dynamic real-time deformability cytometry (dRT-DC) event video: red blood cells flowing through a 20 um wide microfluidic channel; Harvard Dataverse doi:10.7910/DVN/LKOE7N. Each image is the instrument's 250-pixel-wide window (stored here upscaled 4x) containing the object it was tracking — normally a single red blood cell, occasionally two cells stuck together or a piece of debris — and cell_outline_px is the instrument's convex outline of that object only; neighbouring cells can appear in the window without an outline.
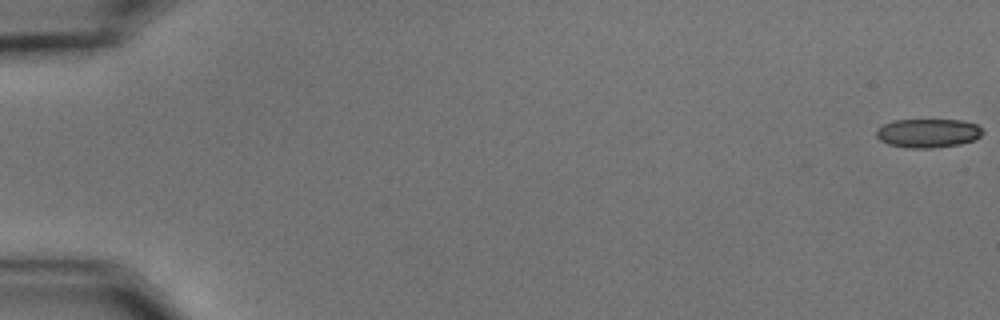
{"species": "common noctule bat (a hibernating species)", "species_latin": "Nyctalus noctula", "temperature_condition": "cold", "stored_images_in_passage": 53, "camera_frame_rate_fps": 3000, "um_per_image_px": 0.085, "animal": {"sex": "male", "body_mass_g": 15.6}, "frame": {"image": 1, "passage_image": 1, "time_ms": 0.0, "image_size_px": [1000, 320], "cell_outline_px": [[984, 132], [980, 136], [972, 140], [960, 144], [932, 148], [912, 148], [888, 144], [880, 140], [876, 136], [876, 132], [884, 124], [892, 120], [960, 120], [976, 124]], "centroid_in_image_um": [78.87, 11.31], "position_along_channel_um": 6.1, "area_um2": 17.69}}
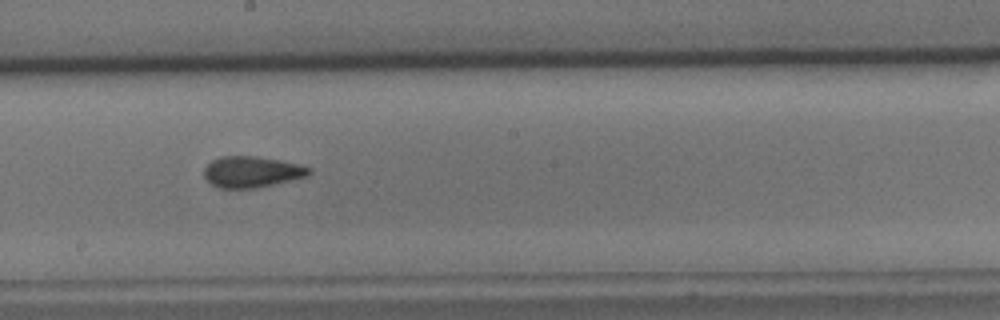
{"frame": {"image": 2, "passage_image": 34, "time_ms": 11.0, "image_size_px": [1000, 320], "cell_outline_px": [[312, 172], [308, 176], [256, 188], [220, 188], [212, 184], [204, 176], [204, 168], [212, 160], [220, 156], [252, 156], [280, 160], [312, 168]], "centroid_in_image_um": [21.4, 14.61], "position_along_channel_um": 226.8, "area_um2": 18.9}}
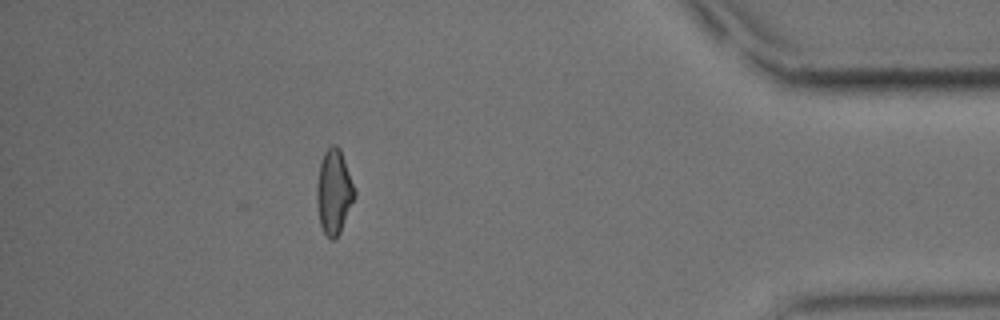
{"frame": {"image": 3, "passage_image": 53, "time_ms": 17.333, "image_size_px": [1000, 320], "cell_outline_px": [[356, 196], [340, 232], [332, 240], [324, 232], [320, 224], [316, 200], [316, 184], [320, 164], [324, 152], [332, 144], [336, 144], [340, 148], [356, 192]], "centroid_in_image_um": [28.38, 16.29], "position_along_channel_um": 406.8, "area_um2": 18.55}, "authors_computed_cell_mechanics": {"area_um2": 18.8428, "velocity_mm_per_s": 3.5038, "shape_relaxation_time_tau1_ms": 8.5648, "shape_relaxation_time_tau2_ms": 2.2557, "deformation_change_tau1": 0.2018, "deformation_change_tau2": 0.0886}}